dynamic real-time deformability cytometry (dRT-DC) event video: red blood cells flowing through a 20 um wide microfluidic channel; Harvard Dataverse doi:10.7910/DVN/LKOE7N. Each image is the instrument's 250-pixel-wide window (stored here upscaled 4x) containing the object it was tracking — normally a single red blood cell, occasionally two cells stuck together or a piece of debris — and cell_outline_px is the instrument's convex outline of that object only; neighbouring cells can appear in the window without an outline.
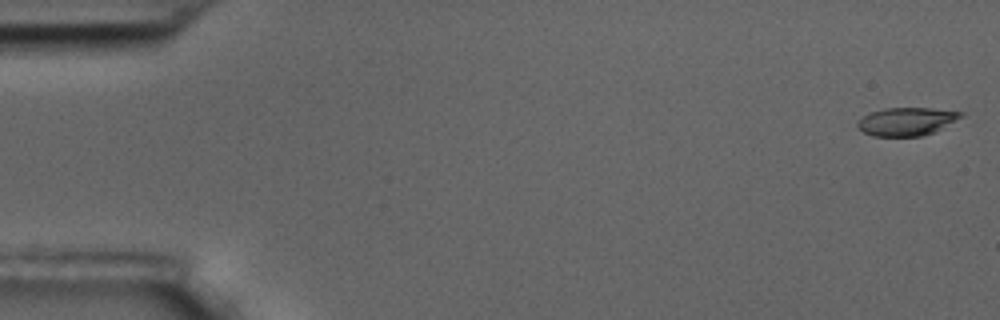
{"species": "common noctule bat (a hibernating species)", "species_latin": "Nyctalus noctula", "temperature_condition": "room temperature", "stored_images_in_passage": 4, "camera_frame_rate_fps": 3000, "um_per_image_px": 0.085, "animal": {"sex": "male", "body_mass_g": 17.5, "forearm_length_mm": 52.3}, "frame": {"image": 1, "passage_image": 1, "time_ms": 0.0, "image_size_px": [1000, 320], "cell_outline_px": [[964, 116], [936, 132], [920, 136], [872, 136], [856, 128], [856, 124], [868, 112], [884, 108], [932, 108], [964, 112]], "centroid_in_image_um": [77.07, 10.32], "position_along_channel_um": 7.9, "area_um2": 17.17}}